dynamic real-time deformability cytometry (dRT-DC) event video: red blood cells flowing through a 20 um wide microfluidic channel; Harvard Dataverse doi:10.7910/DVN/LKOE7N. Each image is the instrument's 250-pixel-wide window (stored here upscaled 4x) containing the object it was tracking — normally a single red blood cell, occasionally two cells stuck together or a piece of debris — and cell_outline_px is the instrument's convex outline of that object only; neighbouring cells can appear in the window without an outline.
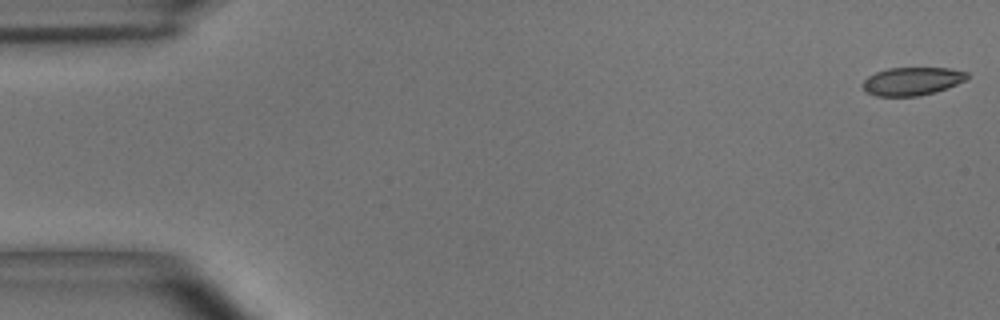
{"species": "common noctule bat (a hibernating species)", "species_latin": "Nyctalus noctula", "temperature_condition": "room temperature", "stored_images_in_passage": 6, "camera_frame_rate_fps": 3000, "um_per_image_px": 0.085, "animal": {"sex": "male", "body_mass_g": 15.6}, "frame": {"image": 1, "passage_image": 1, "time_ms": 0.0, "image_size_px": [1000, 320], "cell_outline_px": [[968, 80], [948, 88], [936, 92], [916, 96], [876, 96], [868, 92], [864, 88], [864, 80], [868, 76], [876, 72], [888, 68], [948, 68], [968, 72]], "centroid_in_image_um": [77.58, 6.9], "position_along_channel_um": 7.4, "area_um2": 17.11}}